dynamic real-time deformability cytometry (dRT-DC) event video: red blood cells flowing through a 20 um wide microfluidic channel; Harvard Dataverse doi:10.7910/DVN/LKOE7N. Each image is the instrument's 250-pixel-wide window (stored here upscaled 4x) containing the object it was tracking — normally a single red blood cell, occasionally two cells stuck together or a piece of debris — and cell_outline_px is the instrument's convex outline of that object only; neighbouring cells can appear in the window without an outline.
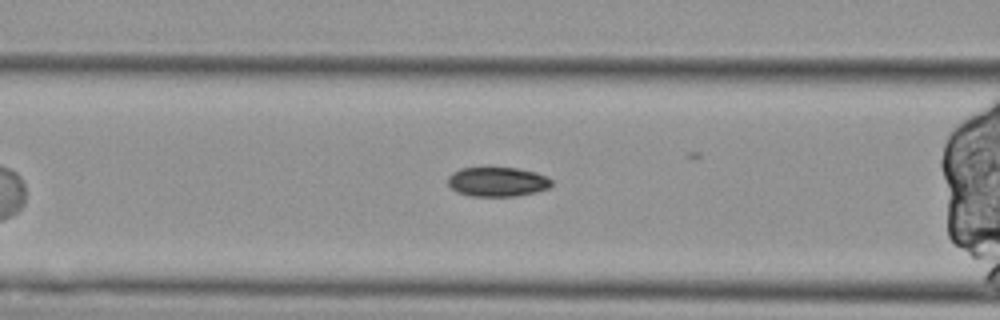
{"species": "Egyptian fruit bat (a non-hibernating species)", "species_latin": "Rousettus aegyptiacus", "temperature_condition": "cold", "stored_images_in_passage": 44, "segment_of_instrument_passage": [3, 3], "camera_frame_rate_fps": 3000, "um_per_image_px": 0.085, "animal": {"sex": "female"}, "frame": {"image": 1, "passage_image": 9, "time_ms": 2.667, "image_size_px": [1000, 320], "cell_outline_px": [[552, 184], [548, 188], [536, 192], [516, 196], [472, 196], [456, 192], [448, 184], [448, 176], [452, 172], [460, 168], [516, 168], [536, 172], [548, 176], [552, 180]], "centroid_in_image_um": [42.29, 15.45], "position_along_channel_um": 124.3, "area_um2": 17.86}}
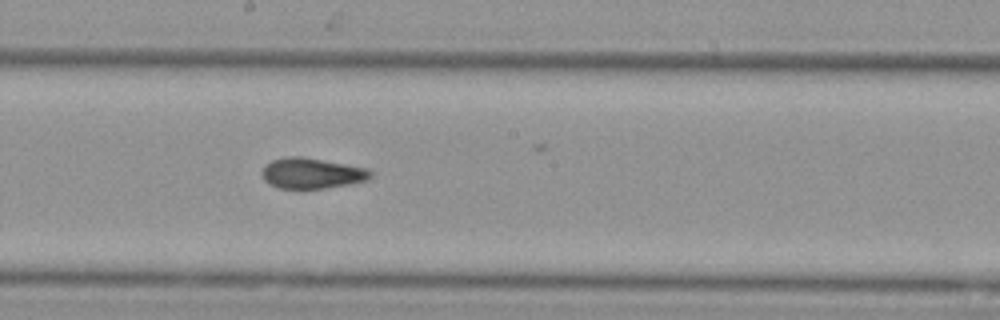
{"frame": {"image": 2, "passage_image": 18, "time_ms": 5.667, "image_size_px": [1000, 320], "cell_outline_px": [[372, 176], [368, 180], [324, 188], [280, 188], [264, 180], [260, 172], [272, 160], [288, 156], [304, 156], [368, 168], [372, 172]], "centroid_in_image_um": [26.52, 14.71], "position_along_channel_um": 221.7, "area_um2": 19.25}}
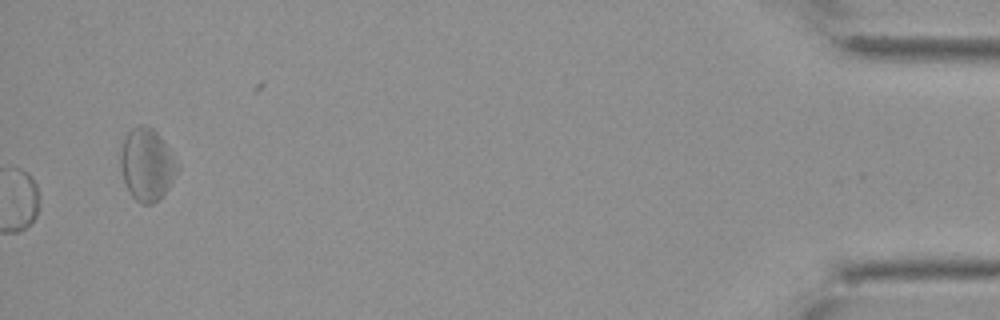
{"frame": {"image": 3, "passage_image": 44, "time_ms": 14.333, "image_size_px": [1000, 320], "cell_outline_px": [[180, 168], [168, 188], [152, 204], [140, 204], [132, 196], [124, 180], [120, 168], [120, 152], [124, 140], [128, 132], [132, 128], [140, 124], [152, 128], [156, 132], [180, 164]], "centroid_in_image_um": [12.49, 13.98], "position_along_channel_um": 422.7, "area_um2": 23.7}}